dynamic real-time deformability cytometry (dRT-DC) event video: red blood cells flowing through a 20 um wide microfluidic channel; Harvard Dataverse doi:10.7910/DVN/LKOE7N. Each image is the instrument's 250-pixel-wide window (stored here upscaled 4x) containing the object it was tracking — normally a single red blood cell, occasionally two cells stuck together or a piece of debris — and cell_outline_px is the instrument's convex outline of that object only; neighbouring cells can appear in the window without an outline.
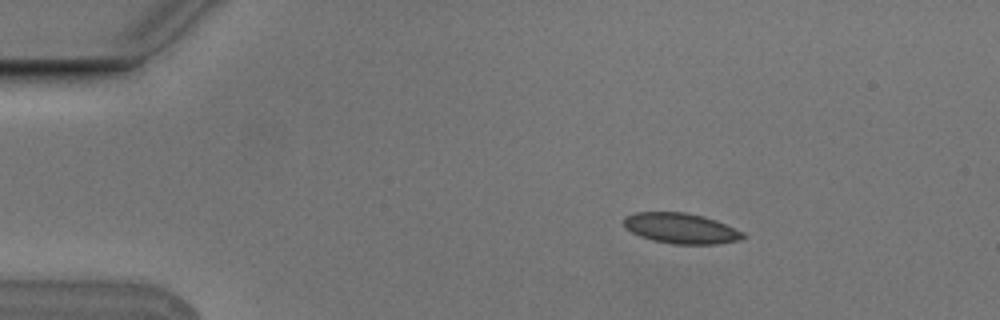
{"species": "Egyptian fruit bat (a non-hibernating species)", "species_latin": "Rousettus aegyptiacus", "temperature_condition": "cold", "stored_images_in_passage": 4, "camera_frame_rate_fps": 3000, "um_per_image_px": 0.085, "animal": {"sex": "male"}, "frame": {"image": 1, "passage_image": 2, "time_ms": 0.333, "image_size_px": [1000, 320], "cell_outline_px": [[748, 236], [740, 240], [716, 244], [672, 244], [652, 240], [640, 236], [624, 228], [624, 216], [636, 212], [684, 212], [704, 216], [716, 220], [744, 232]], "centroid_in_image_um": [57.89, 19.41], "position_along_channel_um": 27.1, "area_um2": 21.33}}